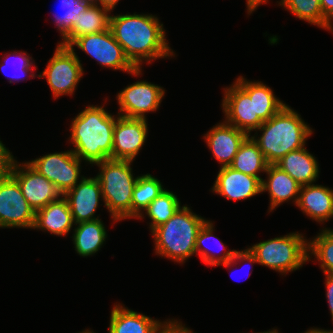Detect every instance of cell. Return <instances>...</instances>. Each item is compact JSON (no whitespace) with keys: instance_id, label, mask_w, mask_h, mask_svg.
<instances>
[{"instance_id":"1","label":"cell","mask_w":333,"mask_h":333,"mask_svg":"<svg viewBox=\"0 0 333 333\" xmlns=\"http://www.w3.org/2000/svg\"><path fill=\"white\" fill-rule=\"evenodd\" d=\"M109 28L136 69H141L144 61L150 64L175 54L166 40L163 24L152 14L111 15Z\"/></svg>"},{"instance_id":"2","label":"cell","mask_w":333,"mask_h":333,"mask_svg":"<svg viewBox=\"0 0 333 333\" xmlns=\"http://www.w3.org/2000/svg\"><path fill=\"white\" fill-rule=\"evenodd\" d=\"M118 115L103 106L89 105L71 121V149L81 160L93 164L112 159L113 130Z\"/></svg>"},{"instance_id":"3","label":"cell","mask_w":333,"mask_h":333,"mask_svg":"<svg viewBox=\"0 0 333 333\" xmlns=\"http://www.w3.org/2000/svg\"><path fill=\"white\" fill-rule=\"evenodd\" d=\"M308 254V240L303 234L293 232L237 250L232 259L218 266L230 268L239 262L258 263L284 275L303 267L309 261Z\"/></svg>"},{"instance_id":"4","label":"cell","mask_w":333,"mask_h":333,"mask_svg":"<svg viewBox=\"0 0 333 333\" xmlns=\"http://www.w3.org/2000/svg\"><path fill=\"white\" fill-rule=\"evenodd\" d=\"M257 130L262 132L260 137ZM257 130L251 137L268 164H275L289 152L306 147L307 138L313 133L312 128L287 104Z\"/></svg>"},{"instance_id":"5","label":"cell","mask_w":333,"mask_h":333,"mask_svg":"<svg viewBox=\"0 0 333 333\" xmlns=\"http://www.w3.org/2000/svg\"><path fill=\"white\" fill-rule=\"evenodd\" d=\"M207 220L184 205L164 224L151 233L155 253L177 263H185L195 255V242L200 228Z\"/></svg>"},{"instance_id":"6","label":"cell","mask_w":333,"mask_h":333,"mask_svg":"<svg viewBox=\"0 0 333 333\" xmlns=\"http://www.w3.org/2000/svg\"><path fill=\"white\" fill-rule=\"evenodd\" d=\"M130 160L108 159L95 163L101 185L102 200L114 222L132 218L133 188L138 179L133 176Z\"/></svg>"},{"instance_id":"7","label":"cell","mask_w":333,"mask_h":333,"mask_svg":"<svg viewBox=\"0 0 333 333\" xmlns=\"http://www.w3.org/2000/svg\"><path fill=\"white\" fill-rule=\"evenodd\" d=\"M222 110L225 121L251 135L263 121L255 113L254 81L239 76L230 87L224 88Z\"/></svg>"},{"instance_id":"8","label":"cell","mask_w":333,"mask_h":333,"mask_svg":"<svg viewBox=\"0 0 333 333\" xmlns=\"http://www.w3.org/2000/svg\"><path fill=\"white\" fill-rule=\"evenodd\" d=\"M74 51V48L58 44L45 70L37 75L46 78L55 99L74 94L83 77L81 61Z\"/></svg>"},{"instance_id":"9","label":"cell","mask_w":333,"mask_h":333,"mask_svg":"<svg viewBox=\"0 0 333 333\" xmlns=\"http://www.w3.org/2000/svg\"><path fill=\"white\" fill-rule=\"evenodd\" d=\"M77 46L94 58L102 67L127 72L139 76L142 71L136 69L127 59L122 46L114 38L110 28L97 34H86L76 38L68 47Z\"/></svg>"},{"instance_id":"10","label":"cell","mask_w":333,"mask_h":333,"mask_svg":"<svg viewBox=\"0 0 333 333\" xmlns=\"http://www.w3.org/2000/svg\"><path fill=\"white\" fill-rule=\"evenodd\" d=\"M81 162L82 160L72 150H67L46 154L28 163L64 195L84 177L80 176ZM79 177H81L80 180Z\"/></svg>"},{"instance_id":"11","label":"cell","mask_w":333,"mask_h":333,"mask_svg":"<svg viewBox=\"0 0 333 333\" xmlns=\"http://www.w3.org/2000/svg\"><path fill=\"white\" fill-rule=\"evenodd\" d=\"M35 211L22 194L17 180L9 174L0 180V228H30Z\"/></svg>"},{"instance_id":"12","label":"cell","mask_w":333,"mask_h":333,"mask_svg":"<svg viewBox=\"0 0 333 333\" xmlns=\"http://www.w3.org/2000/svg\"><path fill=\"white\" fill-rule=\"evenodd\" d=\"M10 174L17 180L23 196L35 212L63 196L52 182L27 161L19 163L14 160Z\"/></svg>"},{"instance_id":"13","label":"cell","mask_w":333,"mask_h":333,"mask_svg":"<svg viewBox=\"0 0 333 333\" xmlns=\"http://www.w3.org/2000/svg\"><path fill=\"white\" fill-rule=\"evenodd\" d=\"M164 95L165 89L146 80L132 83L116 95L118 115L146 119V113L159 108Z\"/></svg>"},{"instance_id":"14","label":"cell","mask_w":333,"mask_h":333,"mask_svg":"<svg viewBox=\"0 0 333 333\" xmlns=\"http://www.w3.org/2000/svg\"><path fill=\"white\" fill-rule=\"evenodd\" d=\"M147 134V119L118 115L113 130L112 159L134 161L145 145Z\"/></svg>"},{"instance_id":"15","label":"cell","mask_w":333,"mask_h":333,"mask_svg":"<svg viewBox=\"0 0 333 333\" xmlns=\"http://www.w3.org/2000/svg\"><path fill=\"white\" fill-rule=\"evenodd\" d=\"M63 197L67 200L74 223L99 219L95 217L100 198L102 199L101 185L97 177H83L81 181Z\"/></svg>"},{"instance_id":"16","label":"cell","mask_w":333,"mask_h":333,"mask_svg":"<svg viewBox=\"0 0 333 333\" xmlns=\"http://www.w3.org/2000/svg\"><path fill=\"white\" fill-rule=\"evenodd\" d=\"M261 188L259 178L224 166L220 167L211 190L229 200H245L262 193Z\"/></svg>"},{"instance_id":"17","label":"cell","mask_w":333,"mask_h":333,"mask_svg":"<svg viewBox=\"0 0 333 333\" xmlns=\"http://www.w3.org/2000/svg\"><path fill=\"white\" fill-rule=\"evenodd\" d=\"M249 135L231 124L223 121L213 126L205 135L204 140L214 158L221 167L229 166L240 146Z\"/></svg>"},{"instance_id":"18","label":"cell","mask_w":333,"mask_h":333,"mask_svg":"<svg viewBox=\"0 0 333 333\" xmlns=\"http://www.w3.org/2000/svg\"><path fill=\"white\" fill-rule=\"evenodd\" d=\"M265 173L267 180L262 179L261 191L262 193L267 191L270 196L268 212L290 200L297 205L301 185L275 164H268Z\"/></svg>"},{"instance_id":"19","label":"cell","mask_w":333,"mask_h":333,"mask_svg":"<svg viewBox=\"0 0 333 333\" xmlns=\"http://www.w3.org/2000/svg\"><path fill=\"white\" fill-rule=\"evenodd\" d=\"M296 206L310 219L324 223L333 218V190L314 183L301 186Z\"/></svg>"},{"instance_id":"20","label":"cell","mask_w":333,"mask_h":333,"mask_svg":"<svg viewBox=\"0 0 333 333\" xmlns=\"http://www.w3.org/2000/svg\"><path fill=\"white\" fill-rule=\"evenodd\" d=\"M75 225L67 200L62 196L35 212L32 229H41L48 233L65 236Z\"/></svg>"},{"instance_id":"21","label":"cell","mask_w":333,"mask_h":333,"mask_svg":"<svg viewBox=\"0 0 333 333\" xmlns=\"http://www.w3.org/2000/svg\"><path fill=\"white\" fill-rule=\"evenodd\" d=\"M163 322L114 304L110 314L109 333H157Z\"/></svg>"},{"instance_id":"22","label":"cell","mask_w":333,"mask_h":333,"mask_svg":"<svg viewBox=\"0 0 333 333\" xmlns=\"http://www.w3.org/2000/svg\"><path fill=\"white\" fill-rule=\"evenodd\" d=\"M301 186L314 183L319 177V164L305 147L291 151L275 163Z\"/></svg>"},{"instance_id":"23","label":"cell","mask_w":333,"mask_h":333,"mask_svg":"<svg viewBox=\"0 0 333 333\" xmlns=\"http://www.w3.org/2000/svg\"><path fill=\"white\" fill-rule=\"evenodd\" d=\"M109 13V10L92 3L85 11L76 15L72 30L58 44L68 47L80 36L97 34L109 29Z\"/></svg>"},{"instance_id":"24","label":"cell","mask_w":333,"mask_h":333,"mask_svg":"<svg viewBox=\"0 0 333 333\" xmlns=\"http://www.w3.org/2000/svg\"><path fill=\"white\" fill-rule=\"evenodd\" d=\"M73 230L72 241L75 251L82 257L97 253L107 238V231L101 219L79 222Z\"/></svg>"},{"instance_id":"25","label":"cell","mask_w":333,"mask_h":333,"mask_svg":"<svg viewBox=\"0 0 333 333\" xmlns=\"http://www.w3.org/2000/svg\"><path fill=\"white\" fill-rule=\"evenodd\" d=\"M268 163L257 143L249 135L240 146L237 154L229 165L232 169L259 178L261 172H266Z\"/></svg>"},{"instance_id":"26","label":"cell","mask_w":333,"mask_h":333,"mask_svg":"<svg viewBox=\"0 0 333 333\" xmlns=\"http://www.w3.org/2000/svg\"><path fill=\"white\" fill-rule=\"evenodd\" d=\"M165 188L162 182L151 174L138 176V179L133 188L132 195V218H144V211L148 205L154 201Z\"/></svg>"},{"instance_id":"27","label":"cell","mask_w":333,"mask_h":333,"mask_svg":"<svg viewBox=\"0 0 333 333\" xmlns=\"http://www.w3.org/2000/svg\"><path fill=\"white\" fill-rule=\"evenodd\" d=\"M213 232H214V224L212 223V221L207 220L203 224V226L200 228V230L197 234V238H196V242H195V255L199 254V256H200L202 262H204V264H207L209 266H218V265L223 264V263L229 261L230 259H232L237 250L233 249V250L226 251L225 244L223 242H221L218 237L213 235ZM211 239L216 241L215 246H217L218 249H219V247H220V250L225 249V250H223L224 251L223 254L221 253L216 256L215 253H213V252L211 253L212 250L209 249V247L207 248L206 246H204L206 244L207 240L210 241ZM217 247H215V248H217Z\"/></svg>"},{"instance_id":"28","label":"cell","mask_w":333,"mask_h":333,"mask_svg":"<svg viewBox=\"0 0 333 333\" xmlns=\"http://www.w3.org/2000/svg\"><path fill=\"white\" fill-rule=\"evenodd\" d=\"M278 4L309 24L333 31L332 23L322 13L320 0H281Z\"/></svg>"},{"instance_id":"29","label":"cell","mask_w":333,"mask_h":333,"mask_svg":"<svg viewBox=\"0 0 333 333\" xmlns=\"http://www.w3.org/2000/svg\"><path fill=\"white\" fill-rule=\"evenodd\" d=\"M181 207V202L172 191L164 190L148 207L144 210L145 215L151 219L150 232L156 227L166 223Z\"/></svg>"},{"instance_id":"30","label":"cell","mask_w":333,"mask_h":333,"mask_svg":"<svg viewBox=\"0 0 333 333\" xmlns=\"http://www.w3.org/2000/svg\"><path fill=\"white\" fill-rule=\"evenodd\" d=\"M308 252L309 261L313 255L324 274H333V230L322 228L313 240L308 241Z\"/></svg>"},{"instance_id":"31","label":"cell","mask_w":333,"mask_h":333,"mask_svg":"<svg viewBox=\"0 0 333 333\" xmlns=\"http://www.w3.org/2000/svg\"><path fill=\"white\" fill-rule=\"evenodd\" d=\"M285 103L278 99L273 90L261 81H254L255 113L264 122L274 116Z\"/></svg>"},{"instance_id":"32","label":"cell","mask_w":333,"mask_h":333,"mask_svg":"<svg viewBox=\"0 0 333 333\" xmlns=\"http://www.w3.org/2000/svg\"><path fill=\"white\" fill-rule=\"evenodd\" d=\"M61 14H54V22L57 30L60 31L62 39L72 30L75 24L76 15L85 11L92 3V0H59Z\"/></svg>"},{"instance_id":"33","label":"cell","mask_w":333,"mask_h":333,"mask_svg":"<svg viewBox=\"0 0 333 333\" xmlns=\"http://www.w3.org/2000/svg\"><path fill=\"white\" fill-rule=\"evenodd\" d=\"M5 55L6 56H3V58H4L3 63L0 64V69L5 75H7V73H5V69H7L9 67V63H10L9 58H10V56L11 57L16 56L17 57L16 59L17 60L19 59V62L17 63L16 62L17 60L13 61L14 63L12 64L13 65L12 68L15 67V70L18 71V72H22V74L24 76H25V74L29 73L30 78L37 77L36 74L33 73L34 72L33 70H35L34 68H36V66L35 65L33 66V63H34L32 61L33 58L30 57L29 54H26V52H21V51L20 52L13 51L12 53L10 52V53H7ZM23 75H19V74L18 75H16V74L12 75L10 77L11 79L9 80V83H12L13 81H16V82L18 81L19 82V79L23 80V79H21V76L23 77Z\"/></svg>"},{"instance_id":"34","label":"cell","mask_w":333,"mask_h":333,"mask_svg":"<svg viewBox=\"0 0 333 333\" xmlns=\"http://www.w3.org/2000/svg\"><path fill=\"white\" fill-rule=\"evenodd\" d=\"M157 333H193L192 330L185 327L182 322L178 320H166L163 321V324L159 327Z\"/></svg>"},{"instance_id":"35","label":"cell","mask_w":333,"mask_h":333,"mask_svg":"<svg viewBox=\"0 0 333 333\" xmlns=\"http://www.w3.org/2000/svg\"><path fill=\"white\" fill-rule=\"evenodd\" d=\"M14 160L12 152H0V180L10 174Z\"/></svg>"},{"instance_id":"36","label":"cell","mask_w":333,"mask_h":333,"mask_svg":"<svg viewBox=\"0 0 333 333\" xmlns=\"http://www.w3.org/2000/svg\"><path fill=\"white\" fill-rule=\"evenodd\" d=\"M326 298L333 321V274H325Z\"/></svg>"},{"instance_id":"37","label":"cell","mask_w":333,"mask_h":333,"mask_svg":"<svg viewBox=\"0 0 333 333\" xmlns=\"http://www.w3.org/2000/svg\"><path fill=\"white\" fill-rule=\"evenodd\" d=\"M323 15L332 23L333 21V0H320Z\"/></svg>"},{"instance_id":"38","label":"cell","mask_w":333,"mask_h":333,"mask_svg":"<svg viewBox=\"0 0 333 333\" xmlns=\"http://www.w3.org/2000/svg\"><path fill=\"white\" fill-rule=\"evenodd\" d=\"M94 4L99 5L110 12L116 7L120 0H92Z\"/></svg>"},{"instance_id":"39","label":"cell","mask_w":333,"mask_h":333,"mask_svg":"<svg viewBox=\"0 0 333 333\" xmlns=\"http://www.w3.org/2000/svg\"><path fill=\"white\" fill-rule=\"evenodd\" d=\"M265 4L268 3V0H247L246 1V5H247V13L251 14L253 13V11H255V9H257V7L261 4Z\"/></svg>"},{"instance_id":"40","label":"cell","mask_w":333,"mask_h":333,"mask_svg":"<svg viewBox=\"0 0 333 333\" xmlns=\"http://www.w3.org/2000/svg\"><path fill=\"white\" fill-rule=\"evenodd\" d=\"M305 333H326L325 329H320V328H311L305 331Z\"/></svg>"},{"instance_id":"41","label":"cell","mask_w":333,"mask_h":333,"mask_svg":"<svg viewBox=\"0 0 333 333\" xmlns=\"http://www.w3.org/2000/svg\"><path fill=\"white\" fill-rule=\"evenodd\" d=\"M0 152H10V150L5 147V145L2 143L1 140H0Z\"/></svg>"},{"instance_id":"42","label":"cell","mask_w":333,"mask_h":333,"mask_svg":"<svg viewBox=\"0 0 333 333\" xmlns=\"http://www.w3.org/2000/svg\"><path fill=\"white\" fill-rule=\"evenodd\" d=\"M259 333H279L277 329H273V330H270L269 331H264V332H259Z\"/></svg>"},{"instance_id":"43","label":"cell","mask_w":333,"mask_h":333,"mask_svg":"<svg viewBox=\"0 0 333 333\" xmlns=\"http://www.w3.org/2000/svg\"><path fill=\"white\" fill-rule=\"evenodd\" d=\"M80 333H95V332H93V331H91V330H88V329H87V330L85 329L84 331H82V332H80Z\"/></svg>"},{"instance_id":"44","label":"cell","mask_w":333,"mask_h":333,"mask_svg":"<svg viewBox=\"0 0 333 333\" xmlns=\"http://www.w3.org/2000/svg\"><path fill=\"white\" fill-rule=\"evenodd\" d=\"M326 333H333V330H326Z\"/></svg>"}]
</instances>
